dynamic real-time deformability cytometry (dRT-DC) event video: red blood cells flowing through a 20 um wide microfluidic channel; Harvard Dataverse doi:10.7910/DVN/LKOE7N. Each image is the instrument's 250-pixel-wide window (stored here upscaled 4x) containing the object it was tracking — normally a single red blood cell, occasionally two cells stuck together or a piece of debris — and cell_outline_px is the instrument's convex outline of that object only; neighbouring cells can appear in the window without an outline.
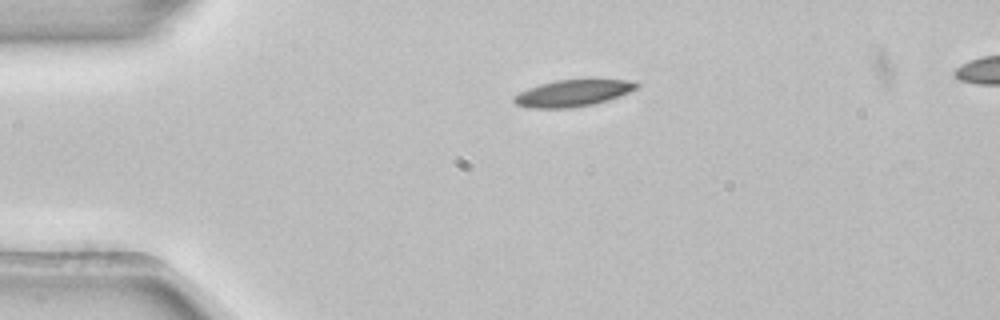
{"species": "common noctule bat (a hibernating species)", "species_latin": "Nyctalus noctula", "temperature_condition": "room temperature", "stored_images_in_passage": 3, "camera_frame_rate_fps": 3000, "um_per_image_px": 0.085, "animal": {"sex": "female", "body_mass_g": 22.7, "forearm_length_mm": 54.2}, "frame": {"image": 1, "passage_image": 1, "time_ms": 0.0, "image_size_px": [1000, 320], "cell_outline_px": [[640, 84], [636, 88], [620, 96], [608, 100], [592, 104], [572, 108], [528, 108], [516, 104], [512, 100], [512, 96], [528, 88], [540, 84], [556, 80], [588, 76], [628, 80]], "centroid_in_image_um": [48.72, 7.86], "position_along_channel_um": 36.3, "area_um2": 19.94}}